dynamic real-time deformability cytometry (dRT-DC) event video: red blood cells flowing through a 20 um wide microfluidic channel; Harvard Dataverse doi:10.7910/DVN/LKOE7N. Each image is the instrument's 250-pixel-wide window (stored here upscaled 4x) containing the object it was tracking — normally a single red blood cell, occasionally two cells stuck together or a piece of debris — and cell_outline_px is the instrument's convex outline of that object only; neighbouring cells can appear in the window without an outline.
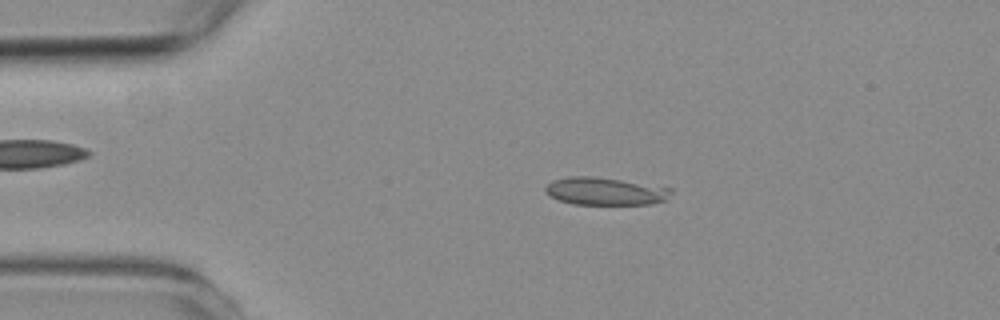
{"species": "common noctule bat (a hibernating species)", "species_latin": "Nyctalus noctula", "temperature_condition": "room temperature", "stored_images_in_passage": 15, "camera_frame_rate_fps": 3000, "um_per_image_px": 0.085, "animal": {"sex": "female", "body_mass_g": 19.3, "forearm_length_mm": 54.1}, "frame": {"image": 1, "passage_image": 10, "time_ms": 3.0, "image_size_px": [1000, 320], "cell_outline_px": [[672, 192], [664, 200], [652, 204], [572, 204], [560, 200], [544, 192], [544, 188], [552, 180], [568, 176], [596, 176], [672, 188]], "centroid_in_image_um": [51.41, 16.24], "position_along_channel_um": 33.6, "area_um2": 20.17}}